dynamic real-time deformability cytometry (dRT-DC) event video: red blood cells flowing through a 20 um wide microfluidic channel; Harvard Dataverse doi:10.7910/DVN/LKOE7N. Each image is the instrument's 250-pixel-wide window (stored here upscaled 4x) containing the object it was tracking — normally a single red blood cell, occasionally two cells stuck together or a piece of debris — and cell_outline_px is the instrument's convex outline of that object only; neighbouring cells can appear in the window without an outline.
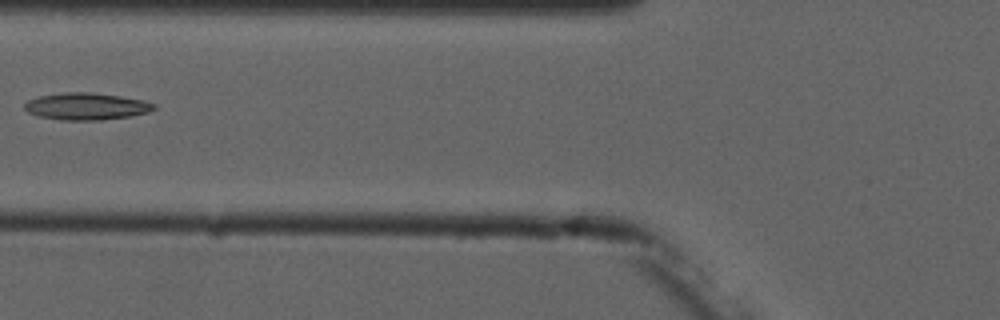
{"species": "common noctule bat (a hibernating species)", "species_latin": "Nyctalus noctula", "temperature_condition": "cold", "stored_images_in_passage": 7, "camera_frame_rate_fps": 3000, "um_per_image_px": 0.085, "animal": {"sex": "male", "forearm_length_mm": 52.5}, "frame": {"image": 1, "passage_image": 6, "time_ms": 6.0, "image_size_px": [1000, 320], "cell_outline_px": [[156, 108], [148, 112], [128, 116], [100, 120], [64, 120], [40, 116], [28, 112], [24, 108], [24, 104], [28, 100], [40, 96], [64, 92], [96, 92], [144, 100], [156, 104]], "centroid_in_image_um": [7.36, 9.03], "position_along_channel_um": 118.4, "area_um2": 20.29}}
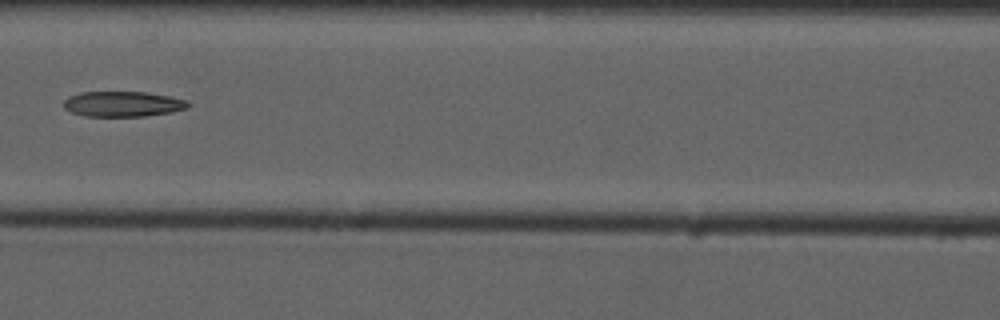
{"frame": {"image": 2, "passage_image": 7, "time_ms": 7.0, "image_size_px": [1000, 320], "cell_outline_px": [[192, 104], [188, 108], [168, 112], [144, 116], [84, 116], [72, 112], [64, 108], [64, 100], [68, 96], [80, 92], [144, 92], [168, 96], [188, 100]], "centroid_in_image_um": [10.43, 8.83], "position_along_channel_um": 156.2, "area_um2": 18.32}}